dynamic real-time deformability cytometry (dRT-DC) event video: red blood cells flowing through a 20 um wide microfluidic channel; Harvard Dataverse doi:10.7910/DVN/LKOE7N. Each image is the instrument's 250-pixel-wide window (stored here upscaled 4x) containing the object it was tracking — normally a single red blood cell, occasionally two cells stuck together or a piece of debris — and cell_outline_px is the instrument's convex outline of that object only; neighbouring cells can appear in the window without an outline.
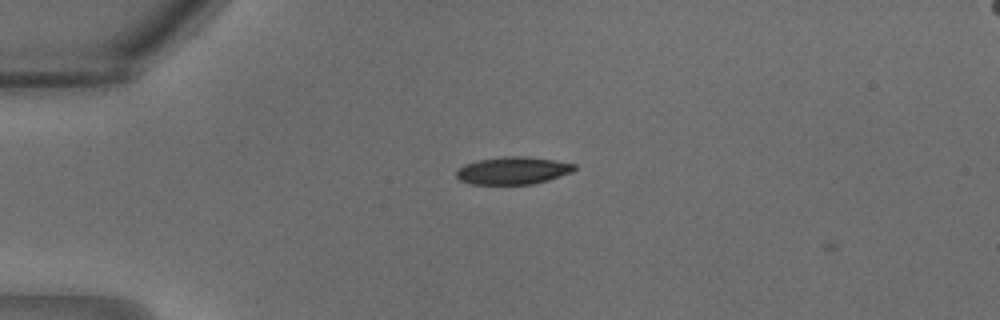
{"species": "common noctule bat (a hibernating species)", "species_latin": "Nyctalus noctula", "temperature_condition": "warm", "stored_images_in_passage": 6, "camera_frame_rate_fps": 3000, "um_per_image_px": 0.085, "animal": {"sex": "male", "body_mass_g": 18.8}, "frame": {"image": 1, "passage_image": 5, "time_ms": 1.333, "image_size_px": [1000, 320], "cell_outline_px": [[576, 168], [572, 172], [548, 180], [532, 184], [472, 184], [460, 180], [456, 176], [456, 172], [464, 164], [476, 160], [500, 156], [524, 156], [552, 160], [576, 164]], "centroid_in_image_um": [43.58, 14.49], "position_along_channel_um": 41.4, "area_um2": 18.9}}